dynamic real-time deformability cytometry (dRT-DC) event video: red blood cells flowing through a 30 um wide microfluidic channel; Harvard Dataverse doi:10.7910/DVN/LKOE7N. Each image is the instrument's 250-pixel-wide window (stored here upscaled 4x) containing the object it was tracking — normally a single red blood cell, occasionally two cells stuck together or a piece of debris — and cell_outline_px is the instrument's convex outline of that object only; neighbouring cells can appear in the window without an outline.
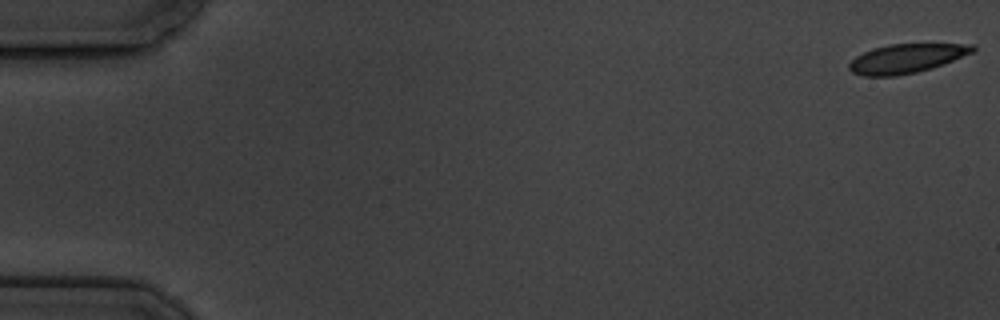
{"species": "common noctule bat (a hibernating species)", "species_latin": "Nyctalus noctula", "temperature_condition": "cold", "stored_images_in_passage": 5, "camera_frame_rate_fps": 3000, "um_per_image_px": 0.085, "animal": {"sex": "male", "body_mass_g": 19.5, "forearm_length_mm": 54.6}, "frame": {"image": 1, "passage_image": 1, "time_ms": 0.0, "image_size_px": [1000, 320], "cell_outline_px": [[976, 52], [944, 64], [932, 68], [916, 72], [896, 76], [864, 76], [852, 72], [848, 68], [848, 64], [856, 56], [872, 48], [888, 44], [976, 44]], "centroid_in_image_um": [77.08, 4.96], "position_along_channel_um": 7.9, "area_um2": 21.15}}
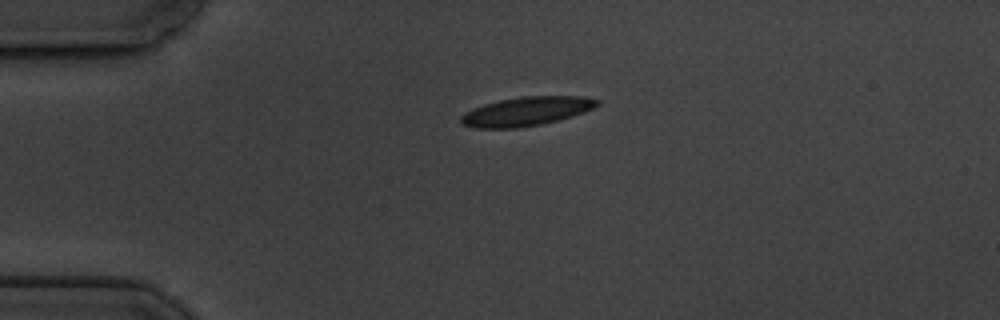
{"frame": {"image": 2, "passage_image": 4, "time_ms": 4.333, "image_size_px": [1000, 320], "cell_outline_px": [[600, 104], [584, 112], [560, 120], [540, 124], [516, 128], [476, 128], [464, 124], [460, 120], [460, 116], [464, 112], [472, 108], [484, 104], [500, 100], [520, 96], [584, 96], [600, 100]], "centroid_in_image_um": [44.75, 9.45], "position_along_channel_um": 40.3, "area_um2": 23.0}}